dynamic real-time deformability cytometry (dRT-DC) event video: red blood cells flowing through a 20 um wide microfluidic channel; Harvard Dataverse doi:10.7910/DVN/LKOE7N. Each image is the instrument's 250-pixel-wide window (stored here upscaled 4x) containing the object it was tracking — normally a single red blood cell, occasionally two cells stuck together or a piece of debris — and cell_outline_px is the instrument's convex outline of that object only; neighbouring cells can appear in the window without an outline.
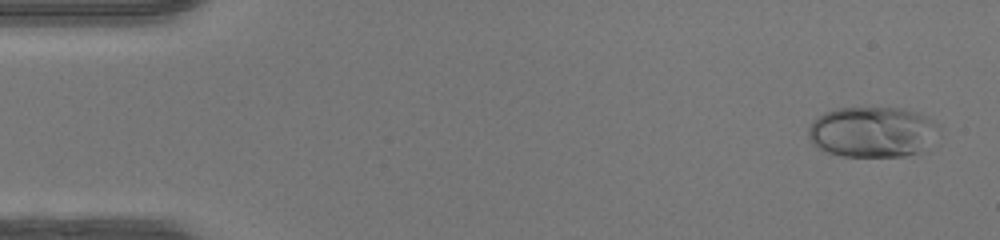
{"species": "human", "species_latin": "Homo sapiens", "temperature_condition": "warm", "stored_images_in_passage": 48, "camera_frame_rate_fps": 3000, "um_per_image_px": 0.085, "donor": {"sex": "female"}, "frame": {"image": 1, "passage_image": 2, "time_ms": 0.333, "image_size_px": [1000, 240], "cell_outline_px": [[940, 128], [920, 152], [904, 156], [840, 156], [828, 152], [812, 144], [808, 136], [808, 128], [812, 120], [824, 112], [836, 108], [908, 108], [920, 112], [928, 116], [940, 124]], "centroid_in_image_um": [74.14, 11.19], "position_along_channel_um": 10.9, "area_um2": 38.78}}
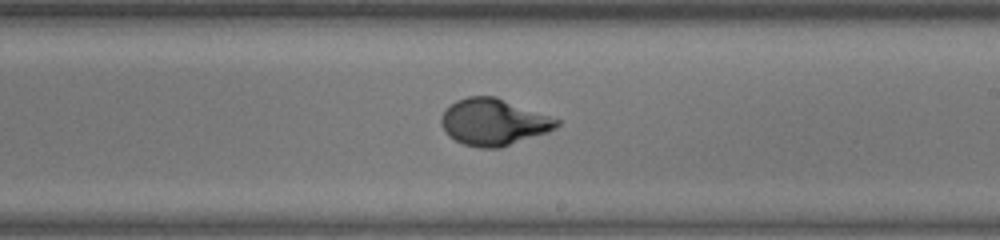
{"frame": {"image": 2, "passage_image": 28, "time_ms": 9.0, "image_size_px": [1000, 240], "cell_outline_px": [[560, 124], [556, 128], [548, 132], [500, 148], [480, 148], [464, 144], [448, 136], [440, 124], [440, 116], [456, 100], [468, 96], [496, 96], [560, 120]], "centroid_in_image_um": [41.94, 10.38], "position_along_channel_um": 247.1, "area_um2": 31.33}}
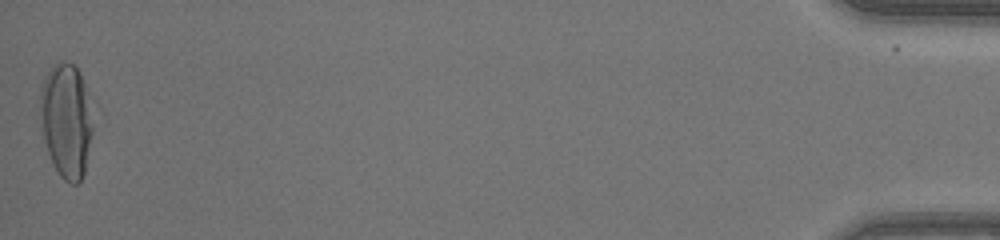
{"frame": {"image": 3, "passage_image": 48, "time_ms": 15.667, "image_size_px": [1000, 240], "cell_outline_px": [[96, 116], [84, 172], [80, 180], [76, 184], [72, 184], [64, 180], [60, 176], [52, 164], [44, 140], [40, 108], [40, 88], [44, 76], [52, 64], [60, 60], [64, 60], [72, 64], [80, 72]], "centroid_in_image_um": [5.66, 10.19], "position_along_channel_um": 429.5, "area_um2": 35.89}, "authors_computed_cell_mechanics": {"area_um2": 31.2987, "velocity_mm_per_s": 4.2765, "shape_relaxation_time_tau1_ms": 5.3186, "shape_relaxation_time_tau2_ms": null, "deformation_change_tau1": 0.2565, "deformation_change_tau2": null}}